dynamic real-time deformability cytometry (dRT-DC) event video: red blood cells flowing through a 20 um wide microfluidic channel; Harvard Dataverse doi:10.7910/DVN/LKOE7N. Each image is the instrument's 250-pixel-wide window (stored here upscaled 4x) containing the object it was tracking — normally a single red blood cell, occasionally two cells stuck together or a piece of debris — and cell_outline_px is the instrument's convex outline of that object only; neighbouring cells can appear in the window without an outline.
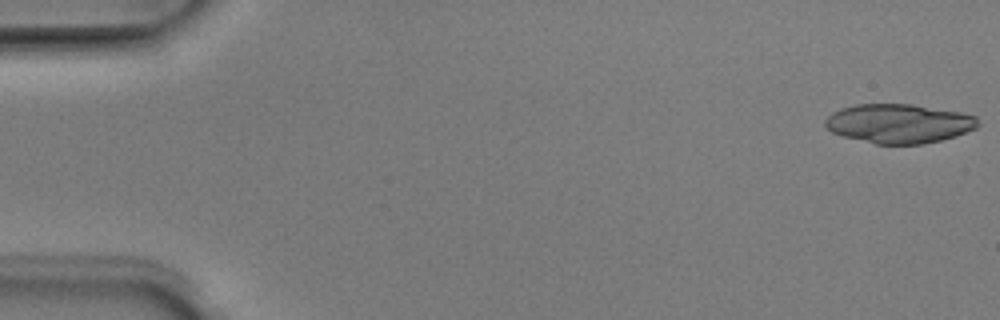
{"species": "Egyptian fruit bat (a non-hibernating species)", "species_latin": "Rousettus aegyptiacus", "temperature_condition": "room temperature", "stored_images_in_passage": 51, "camera_frame_rate_fps": 3000, "um_per_image_px": 0.085, "animal": {"sex": "male"}, "frame": {"image": 1, "passage_image": 1, "time_ms": 0.0, "image_size_px": [1000, 320], "cell_outline_px": [[980, 124], [976, 128], [956, 136], [924, 144], [876, 144], [844, 136], [832, 132], [824, 124], [824, 120], [832, 112], [840, 108], [856, 104], [912, 104], [960, 112], [976, 116]], "centroid_in_image_um": [76.41, 10.49], "position_along_channel_um": 8.6, "area_um2": 34.91}}
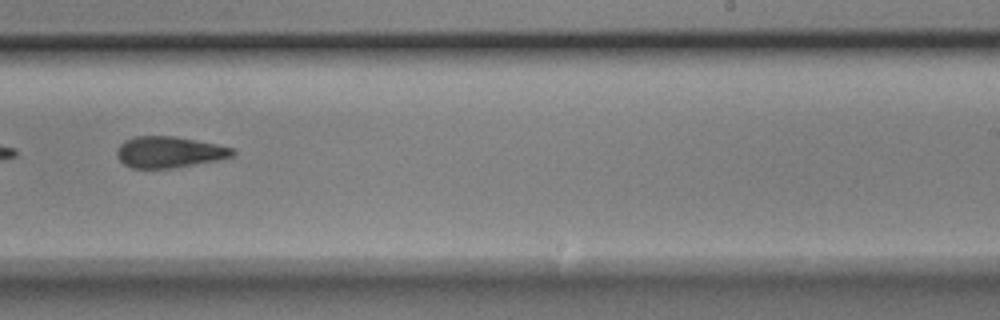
{"frame": {"image": 2, "passage_image": 32, "time_ms": 10.333, "image_size_px": [1000, 320], "cell_outline_px": [[236, 156], [216, 160], [172, 168], [132, 168], [124, 164], [116, 156], [116, 152], [120, 144], [124, 140], [132, 136], [172, 136], [196, 140], [236, 148]], "centroid_in_image_um": [14.39, 12.92], "position_along_channel_um": 274.6, "area_um2": 21.15}}
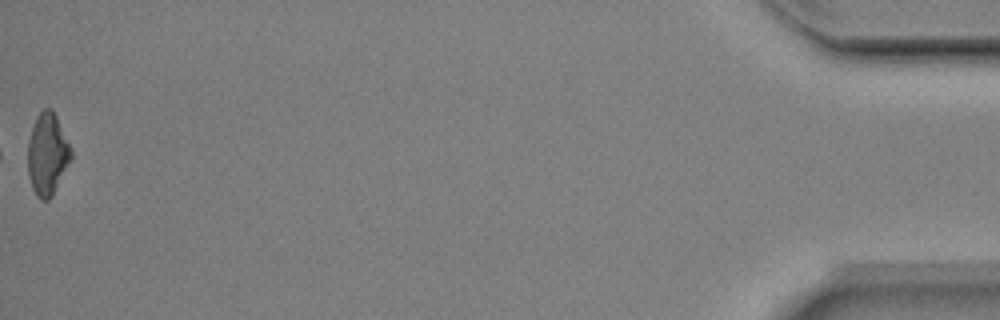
{"frame": {"image": 3, "passage_image": 51, "time_ms": 16.667, "image_size_px": [1000, 320], "cell_outline_px": [[72, 156], [52, 196], [48, 200], [40, 200], [36, 196], [32, 188], [28, 176], [28, 140], [36, 116], [44, 108], [52, 108], [56, 116], [72, 152]], "centroid_in_image_um": [4.0, 13.12], "position_along_channel_um": 431.2, "area_um2": 20.4}, "authors_computed_cell_mechanics": {"area_um2": 21.675, "velocity_mm_per_s": 4.0123, "shape_relaxation_time_tau1_ms": 4.6903, "shape_relaxation_time_tau2_ms": 4.8378, "deformation_change_tau1": 0.1747, "deformation_change_tau2": 0.1595}}